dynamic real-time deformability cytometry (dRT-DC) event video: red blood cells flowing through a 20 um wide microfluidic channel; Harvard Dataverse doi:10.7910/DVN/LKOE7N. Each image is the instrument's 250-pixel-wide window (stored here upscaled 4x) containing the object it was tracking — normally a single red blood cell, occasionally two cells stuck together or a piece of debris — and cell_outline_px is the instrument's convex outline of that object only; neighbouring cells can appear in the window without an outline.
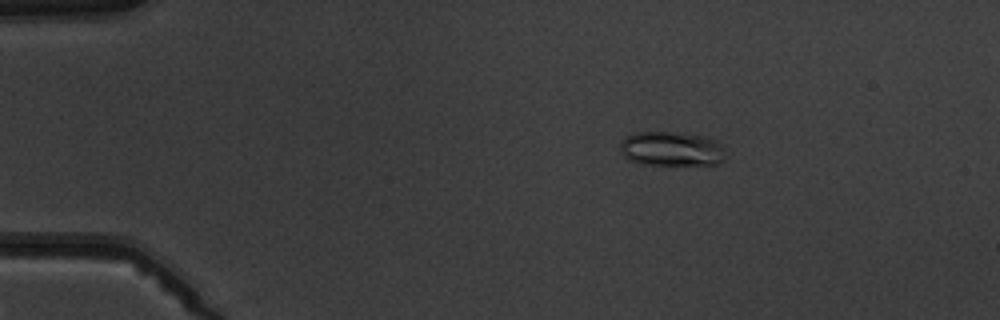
{"species": "common noctule bat (a hibernating species)", "species_latin": "Nyctalus noctula", "temperature_condition": "warm", "stored_images_in_passage": 4, "camera_frame_rate_fps": 3000, "um_per_image_px": 0.085, "animal": {"sex": "male", "body_mass_g": 19.5, "forearm_length_mm": 54.6}, "frame": {"image": 1, "passage_image": 2, "time_ms": 1.333, "image_size_px": [1000, 320], "cell_outline_px": [[724, 160], [716, 164], [640, 164], [628, 160], [620, 152], [620, 144], [624, 136], [632, 132], [668, 132], [708, 136], [716, 140], [720, 144]], "centroid_in_image_um": [57.0, 12.64], "position_along_channel_um": 28.0, "area_um2": 21.15}}